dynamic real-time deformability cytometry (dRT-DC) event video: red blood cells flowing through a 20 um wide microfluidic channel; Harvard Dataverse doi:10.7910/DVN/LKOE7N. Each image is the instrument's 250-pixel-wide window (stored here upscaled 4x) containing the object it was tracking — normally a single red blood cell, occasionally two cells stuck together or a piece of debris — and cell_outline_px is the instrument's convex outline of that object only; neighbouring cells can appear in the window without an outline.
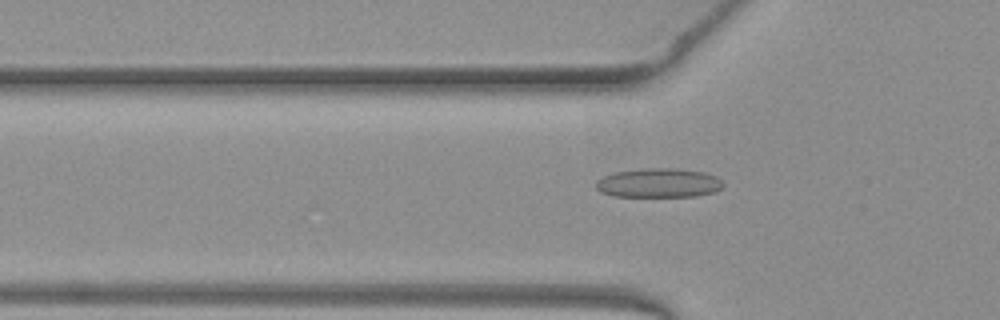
{"species": "common noctule bat (a hibernating species)", "species_latin": "Nyctalus noctula", "temperature_condition": "warm", "stored_images_in_passage": 40, "camera_frame_rate_fps": 3000, "um_per_image_px": 0.085, "animal": {"sex": "female", "body_mass_g": 19.3, "forearm_length_mm": 54.1}, "frame": {"image": 1, "passage_image": 6, "time_ms": 1.667, "image_size_px": [1000, 320], "cell_outline_px": [[724, 184], [716, 192], [696, 196], [612, 196], [600, 192], [596, 188], [596, 180], [612, 172], [640, 168], [676, 168], [704, 172], [716, 176]], "centroid_in_image_um": [55.96, 15.54], "position_along_channel_um": 69.8, "area_um2": 21.85}}
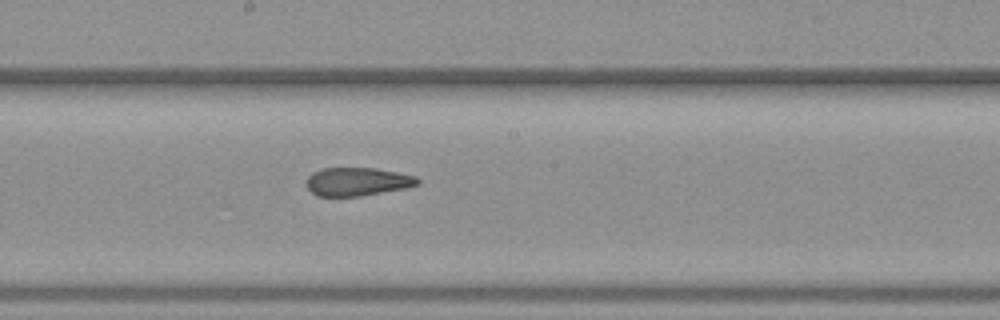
{"frame": {"image": 2, "passage_image": 17, "time_ms": 5.333, "image_size_px": [1000, 320], "cell_outline_px": [[420, 184], [404, 188], [360, 196], [316, 196], [308, 188], [308, 176], [312, 172], [324, 168], [376, 168], [416, 176], [420, 180]], "centroid_in_image_um": [30.39, 15.43], "position_along_channel_um": 217.8, "area_um2": 18.21}}
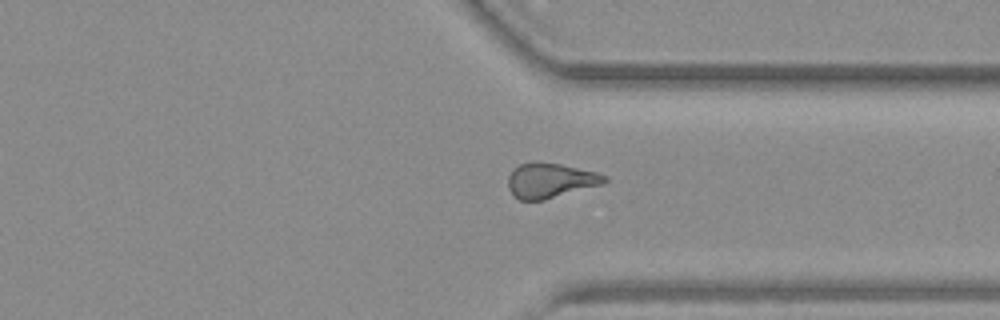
{"frame": {"image": 3, "passage_image": 28, "time_ms": 9.0, "image_size_px": [1000, 320], "cell_outline_px": [[608, 180], [604, 184], [544, 200], [520, 200], [512, 196], [508, 188], [508, 176], [520, 164], [560, 164], [596, 172], [608, 176]], "centroid_in_image_um": [46.81, 15.39], "position_along_channel_um": 364.6, "area_um2": 19.25}, "authors_computed_cell_mechanics": {"area_um2": 19.4786, "velocity_mm_per_s": 4.0127, "shape_relaxation_time_tau1_ms": null, "shape_relaxation_time_tau2_ms": 1.9706, "deformation_change_tau1": null, "deformation_change_tau2": 0.096}}